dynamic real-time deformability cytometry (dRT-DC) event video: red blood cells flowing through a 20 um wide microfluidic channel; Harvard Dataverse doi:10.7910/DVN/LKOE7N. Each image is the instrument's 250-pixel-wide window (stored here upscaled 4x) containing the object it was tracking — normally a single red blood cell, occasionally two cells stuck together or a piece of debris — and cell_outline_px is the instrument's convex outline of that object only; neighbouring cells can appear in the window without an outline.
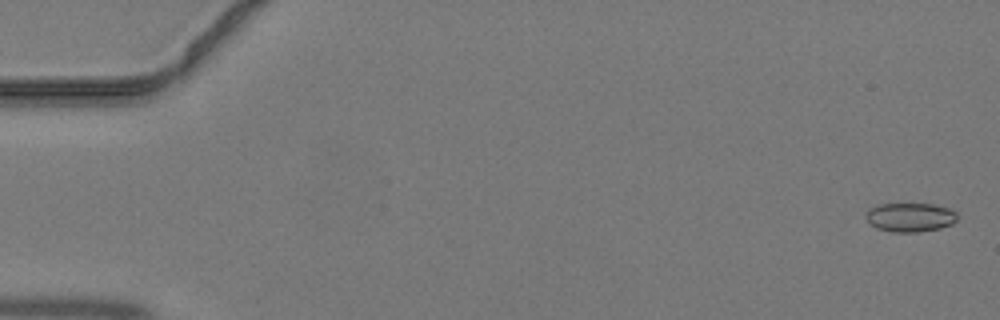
{"species": "common noctule bat (a hibernating species)", "species_latin": "Nyctalus noctula", "temperature_condition": "warm", "stored_images_in_passage": 45, "camera_frame_rate_fps": 3000, "um_per_image_px": 0.085, "animal": {"sex": "male", "body_mass_g": 19.2, "forearm_length_mm": 51.8}, "frame": {"image": 1, "passage_image": 2, "time_ms": 0.333, "image_size_px": [1000, 320], "cell_outline_px": [[956, 220], [952, 224], [940, 228], [916, 232], [892, 232], [876, 228], [868, 220], [864, 212], [868, 208], [880, 204], [932, 204], [948, 208], [956, 212]], "centroid_in_image_um": [77.34, 18.46], "position_along_channel_um": 7.7, "area_um2": 15.37}}
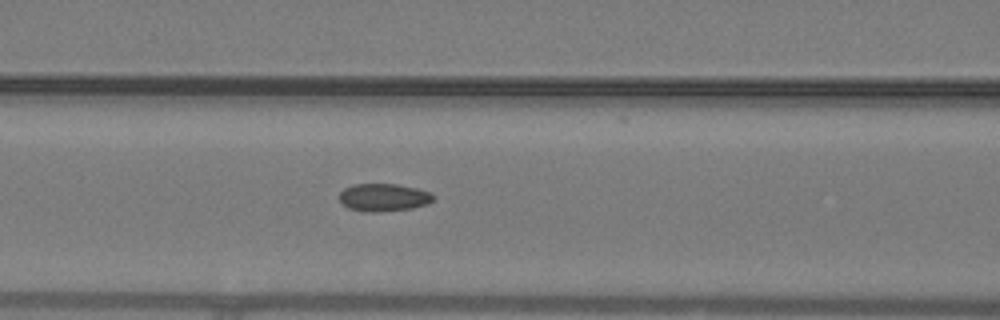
{"frame": {"image": 2, "passage_image": 20, "time_ms": 6.333, "image_size_px": [1000, 320], "cell_outline_px": [[436, 196], [432, 200], [424, 204], [412, 208], [348, 208], [340, 200], [340, 192], [344, 188], [356, 184], [396, 184], [416, 188], [432, 192]], "centroid_in_image_um": [32.66, 16.69], "position_along_channel_um": 133.9, "area_um2": 13.99}}
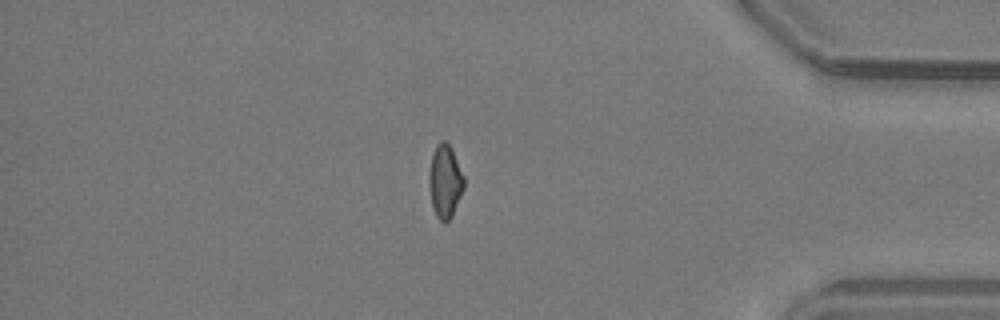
{"frame": {"image": 3, "passage_image": 39, "time_ms": 12.667, "image_size_px": [1000, 320], "cell_outline_px": [[464, 188], [452, 216], [448, 220], [440, 220], [436, 216], [432, 204], [428, 184], [428, 176], [432, 152], [436, 144], [440, 140], [444, 140], [452, 148], [464, 176]], "centroid_in_image_um": [37.82, 15.36], "position_along_channel_um": 397.4, "area_um2": 14.97}}